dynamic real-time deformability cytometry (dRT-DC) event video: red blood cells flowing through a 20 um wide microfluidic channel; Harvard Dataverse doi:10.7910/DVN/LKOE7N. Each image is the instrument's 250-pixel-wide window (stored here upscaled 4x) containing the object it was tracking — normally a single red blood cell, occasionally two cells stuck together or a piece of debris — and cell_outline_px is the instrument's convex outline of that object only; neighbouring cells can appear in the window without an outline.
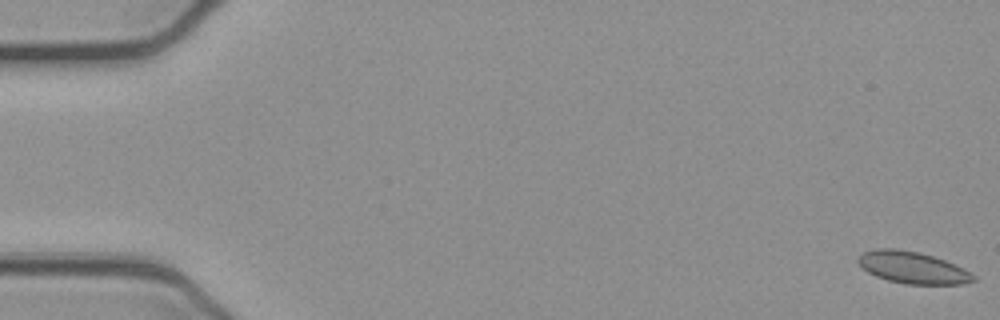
{"species": "common noctule bat (a hibernating species)", "species_latin": "Nyctalus noctula", "temperature_condition": "cold", "stored_images_in_passage": 53, "camera_frame_rate_fps": 3000, "um_per_image_px": 0.085, "animal": {"sex": "female", "body_mass_g": 21.9}, "frame": {"image": 1, "passage_image": 1, "time_ms": 0.0, "image_size_px": [1000, 320], "cell_outline_px": [[976, 280], [964, 284], [904, 284], [888, 280], [876, 276], [868, 272], [856, 260], [864, 252], [876, 248], [896, 248], [920, 252], [944, 260], [964, 268], [976, 276]], "centroid_in_image_um": [77.59, 22.74], "position_along_channel_um": 7.4, "area_um2": 21.39}}
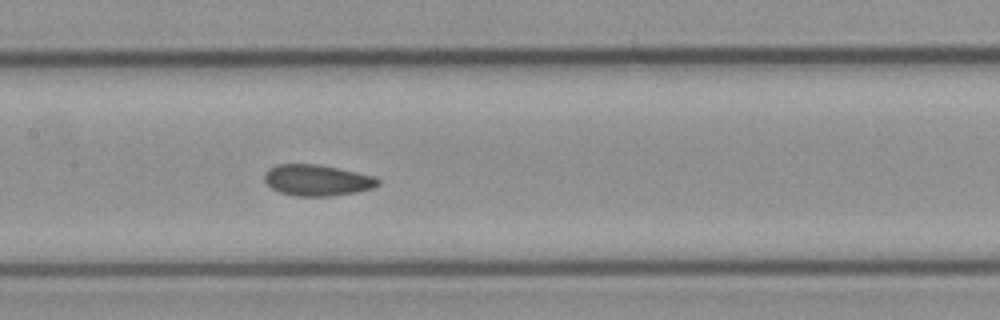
{"frame": {"image": 2, "passage_image": 26, "time_ms": 8.333, "image_size_px": [1000, 320], "cell_outline_px": [[380, 184], [372, 188], [356, 192], [328, 196], [296, 196], [280, 192], [272, 188], [264, 180], [264, 172], [268, 168], [276, 164], [320, 164], [376, 176], [380, 180]], "centroid_in_image_um": [26.95, 15.3], "position_along_channel_um": 180.4, "area_um2": 20.75}}
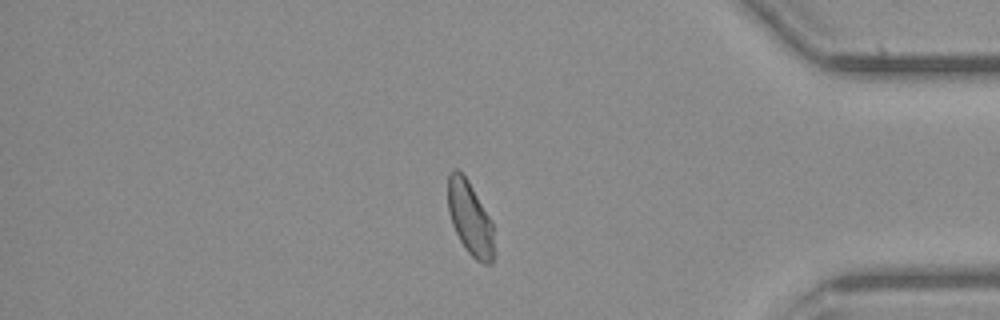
{"frame": {"image": 3, "passage_image": 45, "time_ms": 14.667, "image_size_px": [1000, 320], "cell_outline_px": [[492, 264], [484, 264], [476, 260], [468, 252], [460, 240], [452, 224], [448, 212], [448, 176], [452, 168], [456, 168], [468, 180], [492, 220]], "centroid_in_image_um": [39.93, 18.52], "position_along_channel_um": 395.3, "area_um2": 19.54}, "authors_computed_cell_mechanics": {"area_um2": 20.9236, "velocity_mm_per_s": 3.8798, "shape_relaxation_time_tau1_ms": null, "shape_relaxation_time_tau2_ms": 1.9385, "deformation_change_tau1": null, "deformation_change_tau2": 0.0669}}